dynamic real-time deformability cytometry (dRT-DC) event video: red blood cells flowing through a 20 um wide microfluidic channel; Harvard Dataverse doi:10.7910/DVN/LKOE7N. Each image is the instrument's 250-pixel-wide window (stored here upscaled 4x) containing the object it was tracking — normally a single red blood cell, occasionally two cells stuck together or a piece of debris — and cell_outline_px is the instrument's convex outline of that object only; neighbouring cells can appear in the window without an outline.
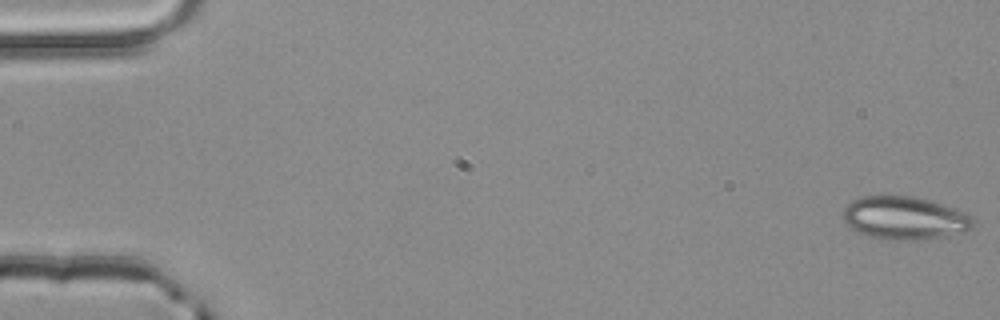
{"species": "common noctule bat (a hibernating species)", "species_latin": "Nyctalus noctula", "temperature_condition": "room temperature", "stored_images_in_passage": 4, "camera_frame_rate_fps": 3000, "um_per_image_px": 0.085, "animal": {"sex": "male", "body_mass_g": 20.4}, "frame": {"image": 1, "passage_image": 1, "time_ms": 0.0, "image_size_px": [1000, 320], "cell_outline_px": [[972, 228], [964, 232], [948, 236], [920, 240], [888, 240], [868, 236], [852, 228], [840, 216], [844, 208], [852, 200], [864, 196], [912, 196], [928, 200], [940, 204], [972, 216]], "centroid_in_image_um": [76.85, 18.55], "position_along_channel_um": 8.1, "area_um2": 32.43}}